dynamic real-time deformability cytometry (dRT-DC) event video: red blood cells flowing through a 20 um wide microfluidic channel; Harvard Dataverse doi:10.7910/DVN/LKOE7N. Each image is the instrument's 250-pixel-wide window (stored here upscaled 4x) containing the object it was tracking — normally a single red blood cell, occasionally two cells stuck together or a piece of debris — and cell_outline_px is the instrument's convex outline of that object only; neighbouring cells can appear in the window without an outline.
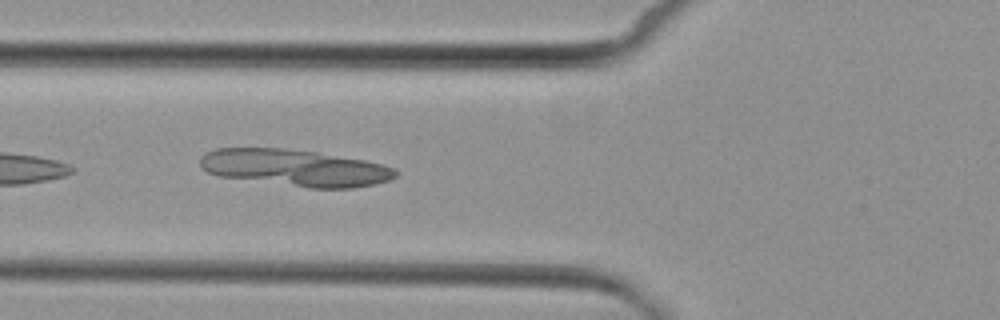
{"species": "common noctule bat (a hibernating species)", "species_latin": "Nyctalus noctula", "temperature_condition": "cold", "stored_images_in_passage": 3, "camera_frame_rate_fps": 3000, "um_per_image_px": 0.085, "animal": {"sex": "female", "body_mass_g": 29.2, "forearm_length_mm": 56.3}, "frame": {"image": 1, "passage_image": 2, "time_ms": 1.0, "image_size_px": [1000, 320], "cell_outline_px": [[400, 172], [396, 176], [388, 180], [372, 184], [352, 188], [308, 188], [220, 176], [208, 172], [200, 164], [200, 156], [204, 152], [216, 148], [284, 148], [316, 152], [364, 160], [384, 164], [396, 168]], "centroid_in_image_um": [25.09, 14.26], "position_along_channel_um": 100.7, "area_um2": 41.85}}
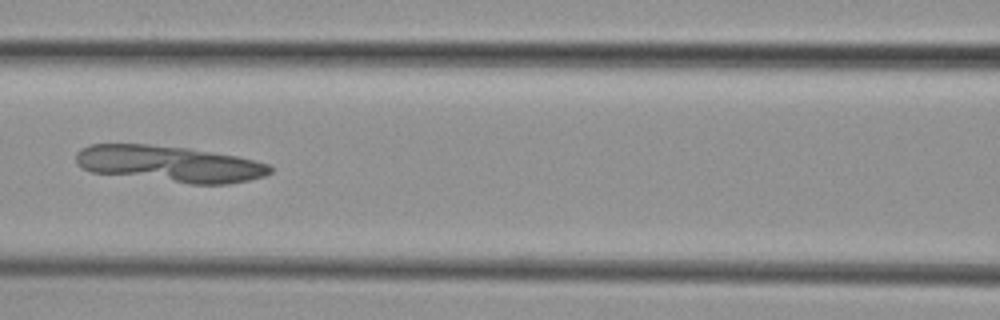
{"frame": {"image": 2, "passage_image": 3, "time_ms": 2.333, "image_size_px": [1000, 320], "cell_outline_px": [[272, 172], [264, 176], [248, 180], [228, 184], [188, 184], [92, 172], [80, 168], [76, 164], [76, 152], [80, 148], [88, 144], [148, 144], [188, 148], [236, 156], [268, 164], [272, 168]], "centroid_in_image_um": [14.36, 13.93], "position_along_channel_um": 152.2, "area_um2": 41.21}}